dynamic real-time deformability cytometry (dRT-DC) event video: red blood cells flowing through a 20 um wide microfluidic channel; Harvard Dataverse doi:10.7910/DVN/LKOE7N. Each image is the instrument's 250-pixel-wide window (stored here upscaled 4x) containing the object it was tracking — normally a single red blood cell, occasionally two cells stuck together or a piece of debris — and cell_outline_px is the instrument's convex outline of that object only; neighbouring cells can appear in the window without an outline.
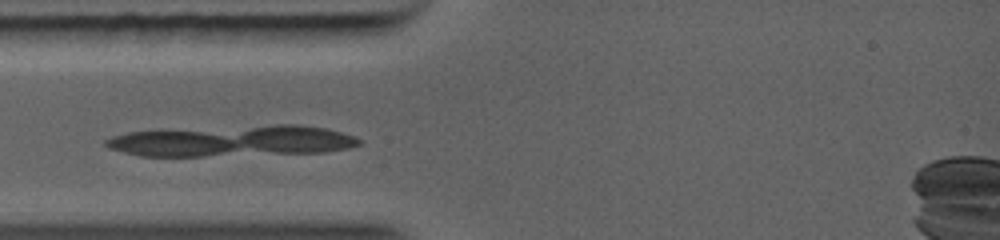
{"species": "common noctule bat (a hibernating species)", "species_latin": "Nyctalus noctula", "temperature_condition": "warm", "stored_images_in_passage": 1, "camera_frame_rate_fps": 5000, "um_per_image_px": 0.085, "animal": {"sex": "female", "body_mass_g": 19.0, "forearm_length_mm": 56.7}, "frame": {"image": 1, "passage_image": 1, "time_ms": 0.0, "image_size_px": [1000, 240], "cell_outline_px": [[828, 192], [728, 192], [704, 188], [680, 176], [672, 168], [672, 160], [768, 160], [800, 168], [828, 176]], "centroid_in_image_um": [63.77, 14.98], "position_along_channel_um": 21.2, "area_um2": 29.48}}